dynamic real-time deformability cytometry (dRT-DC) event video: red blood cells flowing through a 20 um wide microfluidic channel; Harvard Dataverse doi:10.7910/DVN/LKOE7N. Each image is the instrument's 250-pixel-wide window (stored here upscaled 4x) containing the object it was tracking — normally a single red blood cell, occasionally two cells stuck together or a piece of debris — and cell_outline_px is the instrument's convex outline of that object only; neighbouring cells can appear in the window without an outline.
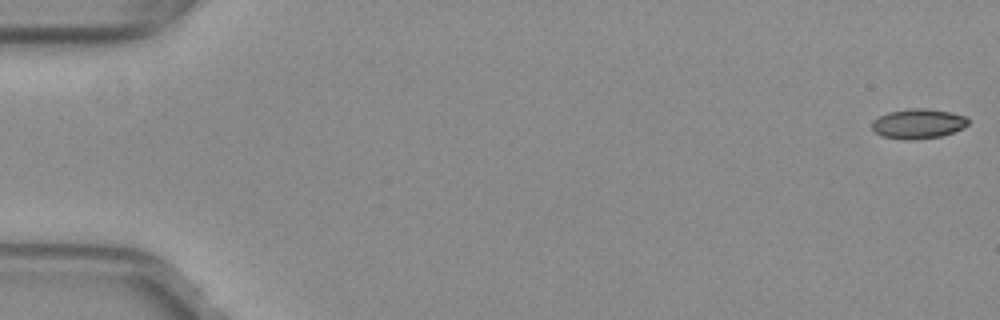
{"species": "common noctule bat (a hibernating species)", "species_latin": "Nyctalus noctula", "temperature_condition": "warm", "stored_images_in_passage": 12, "camera_frame_rate_fps": 3000, "um_per_image_px": 0.085, "animal": {"sex": "female", "body_mass_g": 29.2, "forearm_length_mm": 56.3}, "frame": {"image": 1, "passage_image": 1, "time_ms": 0.0, "image_size_px": [1000, 320], "cell_outline_px": [[968, 124], [964, 128], [940, 136], [912, 140], [904, 140], [884, 136], [876, 132], [872, 128], [872, 120], [888, 112], [908, 108], [928, 108], [952, 112], [968, 116]], "centroid_in_image_um": [78.07, 10.5], "position_along_channel_um": 6.9, "area_um2": 16.82}}